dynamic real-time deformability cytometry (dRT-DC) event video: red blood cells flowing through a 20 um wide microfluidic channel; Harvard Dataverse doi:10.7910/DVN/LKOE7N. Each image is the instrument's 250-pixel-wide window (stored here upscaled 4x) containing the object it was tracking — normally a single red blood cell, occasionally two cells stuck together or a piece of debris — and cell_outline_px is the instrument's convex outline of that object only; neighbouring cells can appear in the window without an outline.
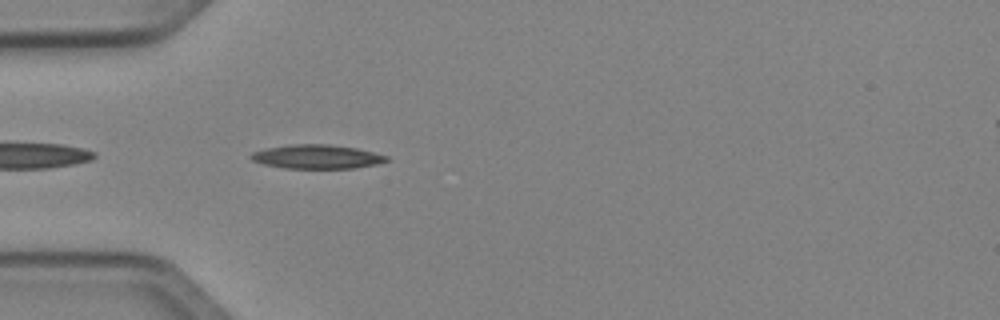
{"species": "Egyptian fruit bat (a non-hibernating species)", "species_latin": "Rousettus aegyptiacus", "temperature_condition": "cold", "stored_images_in_passage": 8, "camera_frame_rate_fps": 3000, "um_per_image_px": 0.085, "animal": {"sex": "female"}, "frame": {"image": 1, "passage_image": 2, "time_ms": 0.333, "image_size_px": [1000, 320], "cell_outline_px": [[392, 160], [376, 164], [352, 168], [284, 168], [264, 164], [252, 160], [248, 156], [252, 152], [264, 148], [292, 144], [328, 144], [356, 148], [388, 156]], "centroid_in_image_um": [26.92, 13.31], "position_along_channel_um": 58.1, "area_um2": 18.96}}
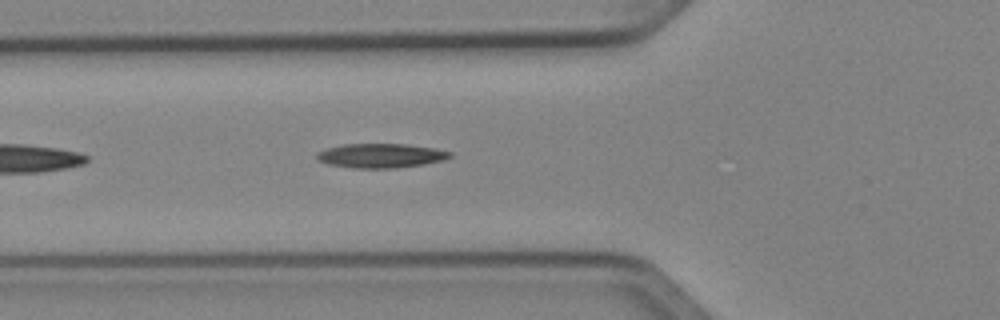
{"frame": {"image": 2, "passage_image": 5, "time_ms": 1.333, "image_size_px": [1000, 320], "cell_outline_px": [[452, 156], [444, 160], [424, 164], [392, 168], [356, 168], [328, 164], [320, 160], [316, 156], [316, 152], [324, 148], [340, 144], [408, 144], [436, 148], [452, 152]], "centroid_in_image_um": [32.37, 13.22], "position_along_channel_um": 93.4, "area_um2": 18.96}}